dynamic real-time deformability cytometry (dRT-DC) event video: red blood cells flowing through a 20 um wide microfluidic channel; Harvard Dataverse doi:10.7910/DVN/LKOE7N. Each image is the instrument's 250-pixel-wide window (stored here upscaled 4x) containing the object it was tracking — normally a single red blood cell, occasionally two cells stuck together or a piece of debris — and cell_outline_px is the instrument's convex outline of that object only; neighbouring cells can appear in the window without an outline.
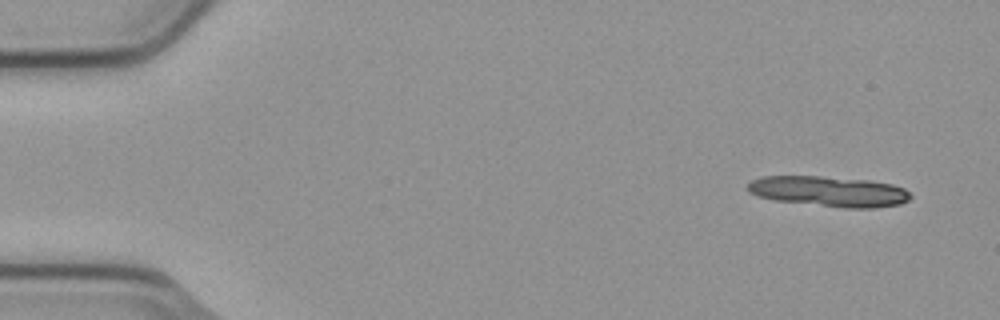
{"species": "common noctule bat (a hibernating species)", "species_latin": "Nyctalus noctula", "temperature_condition": "cold", "stored_images_in_passage": 8, "segment_of_instrument_passage": [1, 2], "camera_frame_rate_fps": 3000, "um_per_image_px": 0.085, "animal": {"sex": "male", "body_mass_g": 23.1, "forearm_length_mm": 52.7}, "frame": {"image": 1, "passage_image": 1, "time_ms": 0.0, "image_size_px": [1000, 320], "cell_outline_px": [[912, 196], [908, 200], [900, 204], [872, 208], [848, 208], [776, 200], [756, 196], [748, 192], [748, 184], [752, 180], [760, 176], [820, 176], [868, 180], [892, 184], [904, 188]], "centroid_in_image_um": [70.45, 16.26], "position_along_channel_um": 14.5, "area_um2": 28.73}}